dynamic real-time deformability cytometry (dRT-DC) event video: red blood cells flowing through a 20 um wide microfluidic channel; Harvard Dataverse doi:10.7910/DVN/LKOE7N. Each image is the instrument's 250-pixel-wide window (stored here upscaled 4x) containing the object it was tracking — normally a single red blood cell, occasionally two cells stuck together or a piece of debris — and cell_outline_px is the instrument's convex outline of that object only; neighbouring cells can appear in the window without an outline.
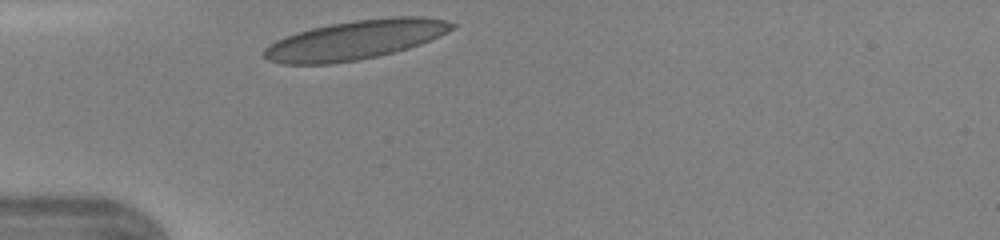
{"species": "human", "species_latin": "Homo sapiens", "temperature_condition": "warm", "stored_images_in_passage": 24, "camera_frame_rate_fps": 3000, "um_per_image_px": 0.085, "donor": {"sex": "female"}, "frame": {"image": 1, "passage_image": 1, "time_ms": 0.0, "image_size_px": [1000, 240], "cell_outline_px": [[456, 28], [420, 44], [408, 48], [360, 60], [328, 64], [280, 64], [268, 60], [264, 56], [264, 48], [268, 44], [276, 40], [312, 28], [332, 24], [356, 20], [392, 16], [424, 16], [448, 20], [456, 24]], "centroid_in_image_um": [30.23, 3.39], "position_along_channel_um": 54.8, "area_um2": 42.71}}
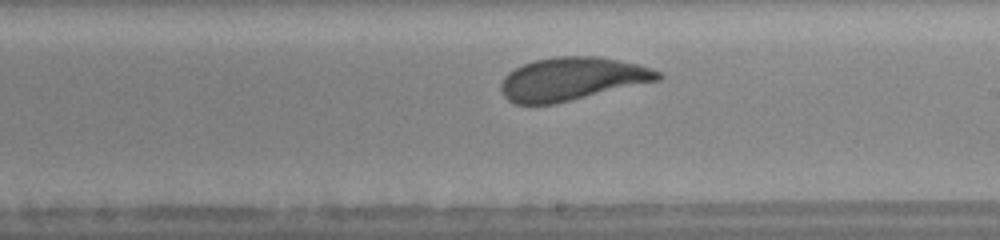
{"frame": {"image": 2, "passage_image": 14, "time_ms": 4.333, "image_size_px": [1000, 240], "cell_outline_px": [[664, 76], [660, 80], [552, 104], [516, 104], [508, 100], [504, 96], [500, 88], [500, 84], [504, 76], [508, 72], [524, 64], [536, 60], [560, 56], [596, 56], [620, 60], [652, 68], [664, 72]], "centroid_in_image_um": [48.64, 6.7], "position_along_channel_um": 240.4, "area_um2": 39.25}}
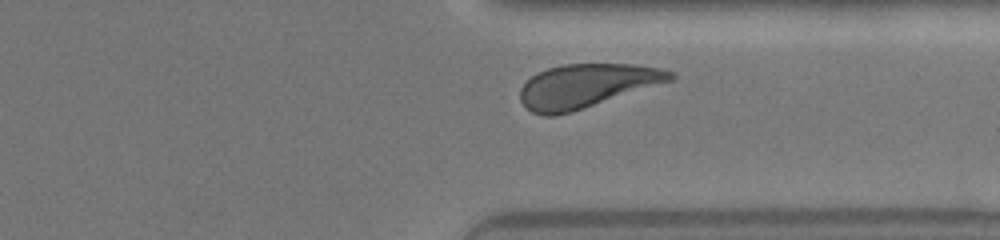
{"frame": {"image": 3, "passage_image": 22, "time_ms": 7.0, "image_size_px": [1000, 240], "cell_outline_px": [[676, 76], [672, 80], [572, 112], [552, 116], [544, 116], [532, 112], [520, 100], [520, 88], [532, 76], [548, 68], [564, 64], [632, 64], [660, 68], [676, 72]], "centroid_in_image_um": [49.86, 7.29], "position_along_channel_um": 361.5, "area_um2": 37.92}}